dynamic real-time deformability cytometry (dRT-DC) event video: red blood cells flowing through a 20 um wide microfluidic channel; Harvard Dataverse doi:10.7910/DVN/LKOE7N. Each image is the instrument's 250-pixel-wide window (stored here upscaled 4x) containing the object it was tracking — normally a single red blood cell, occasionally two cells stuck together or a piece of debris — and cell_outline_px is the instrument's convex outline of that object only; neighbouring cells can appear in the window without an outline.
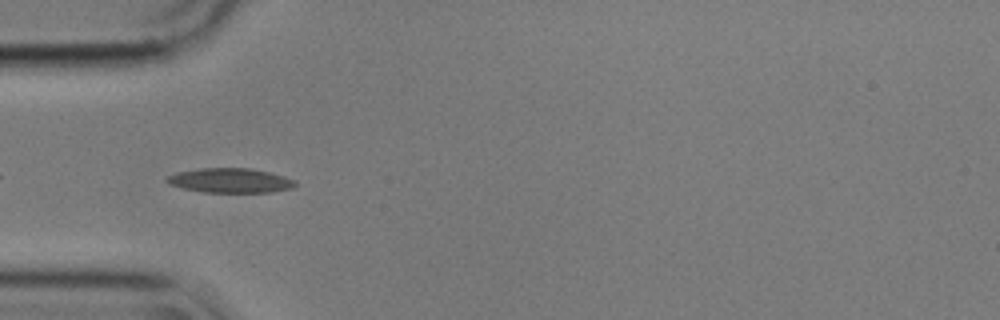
{"species": "common noctule bat (a hibernating species)", "species_latin": "Nyctalus noctula", "temperature_condition": "cold", "stored_images_in_passage": 42, "camera_frame_rate_fps": 3000, "um_per_image_px": 0.085, "animal": {"sex": "male", "body_mass_g": 17.9}, "frame": {"image": 1, "passage_image": 3, "time_ms": 0.667, "image_size_px": [1000, 320], "cell_outline_px": [[296, 184], [292, 188], [272, 192], [204, 192], [184, 188], [168, 184], [164, 180], [168, 176], [176, 172], [200, 168], [252, 168], [284, 176], [296, 180]], "centroid_in_image_um": [19.56, 15.33], "position_along_channel_um": 65.4, "area_um2": 18.38}}
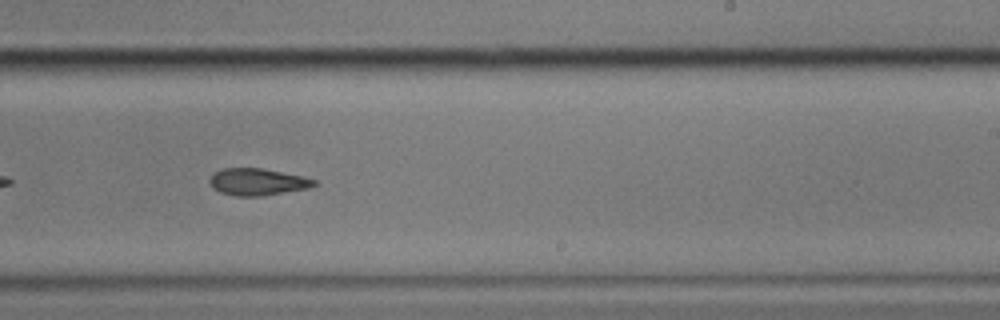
{"frame": {"image": 2, "passage_image": 20, "time_ms": 6.333, "image_size_px": [1000, 320], "cell_outline_px": [[316, 184], [308, 188], [260, 196], [236, 196], [220, 192], [212, 188], [208, 180], [212, 172], [224, 168], [260, 168], [300, 176], [316, 180]], "centroid_in_image_um": [21.8, 15.46], "position_along_channel_um": 267.2, "area_um2": 16.24}}
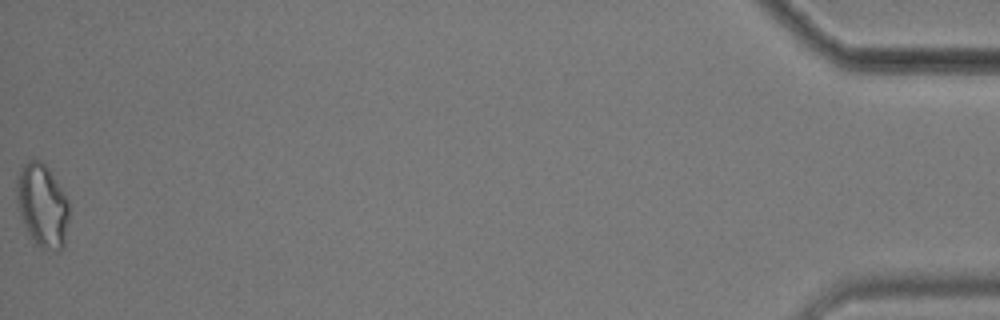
{"frame": {"image": 3, "passage_image": 42, "time_ms": 13.667, "image_size_px": [1000, 320], "cell_outline_px": [[68, 220], [64, 244], [60, 252], [40, 248], [36, 244], [28, 232], [24, 224], [16, 200], [16, 180], [20, 168], [28, 160], [36, 156], [48, 168], [68, 200]], "centroid_in_image_um": [3.58, 17.44], "position_along_channel_um": 431.6, "area_um2": 25.43}, "authors_computed_cell_mechanics": {"area_um2": 17.7735, "velocity_mm_per_s": 3.5623, "shape_relaxation_time_tau1_ms": null, "shape_relaxation_time_tau2_ms": 9.728, "deformation_change_tau1": null, "deformation_change_tau2": 0.1973}}